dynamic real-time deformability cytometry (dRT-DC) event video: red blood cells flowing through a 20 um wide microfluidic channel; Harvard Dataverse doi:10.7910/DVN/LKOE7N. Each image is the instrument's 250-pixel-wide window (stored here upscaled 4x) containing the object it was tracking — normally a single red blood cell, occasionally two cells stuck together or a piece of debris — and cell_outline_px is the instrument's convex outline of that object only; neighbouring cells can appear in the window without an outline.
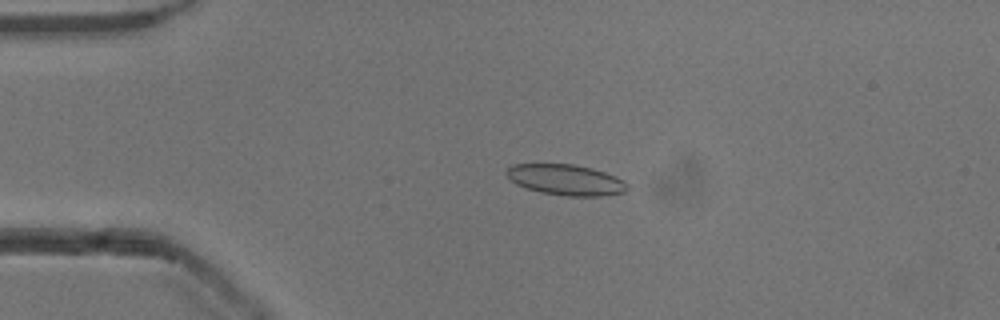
{"species": "common noctule bat (a hibernating species)", "species_latin": "Nyctalus noctula", "temperature_condition": "cold", "stored_images_in_passage": 43, "camera_frame_rate_fps": 3000, "um_per_image_px": 0.085, "animal": {"sex": "male", "body_mass_g": 13.3}, "frame": {"image": 1, "passage_image": 2, "time_ms": 0.333, "image_size_px": [1000, 320], "cell_outline_px": [[628, 188], [624, 192], [600, 196], [568, 196], [540, 192], [516, 184], [504, 172], [512, 164], [572, 164], [592, 168], [616, 176], [624, 180], [628, 184]], "centroid_in_image_um": [48.11, 15.28], "position_along_channel_um": 36.9, "area_um2": 21.56}}
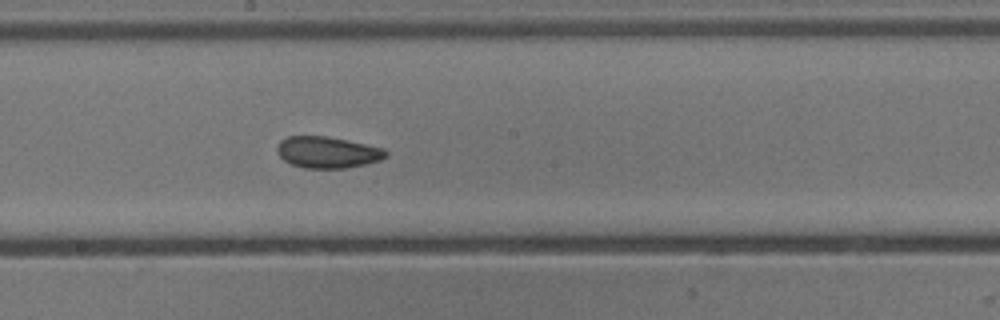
{"frame": {"image": 2, "passage_image": 19, "time_ms": 6.0, "image_size_px": [1000, 320], "cell_outline_px": [[388, 156], [380, 160], [364, 164], [344, 168], [304, 168], [292, 164], [284, 160], [276, 152], [276, 148], [280, 140], [288, 136], [328, 136], [384, 148], [388, 152]], "centroid_in_image_um": [27.83, 12.94], "position_along_channel_um": 220.4, "area_um2": 19.94}}
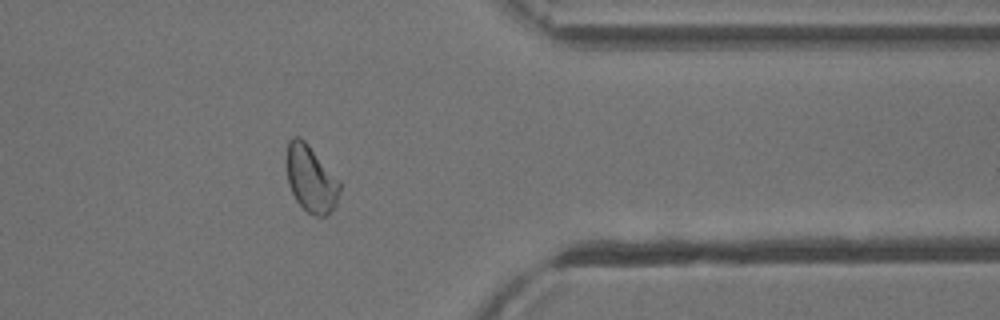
{"frame": {"image": 3, "passage_image": 33, "time_ms": 10.667, "image_size_px": [1000, 320], "cell_outline_px": [[340, 188], [336, 204], [328, 216], [316, 216], [308, 212], [296, 200], [288, 184], [284, 160], [288, 140], [292, 136], [300, 136], [308, 144], [340, 180]], "centroid_in_image_um": [26.39, 15.16], "position_along_channel_um": 385.0, "area_um2": 21.1}, "authors_computed_cell_mechanics": {"area_um2": 20.808, "velocity_mm_per_s": 3.8453, "shape_relaxation_time_tau1_ms": 5.6489, "shape_relaxation_time_tau2_ms": 3.2939, "deformation_change_tau1": 0.1032, "deformation_change_tau2": 0.0685}}